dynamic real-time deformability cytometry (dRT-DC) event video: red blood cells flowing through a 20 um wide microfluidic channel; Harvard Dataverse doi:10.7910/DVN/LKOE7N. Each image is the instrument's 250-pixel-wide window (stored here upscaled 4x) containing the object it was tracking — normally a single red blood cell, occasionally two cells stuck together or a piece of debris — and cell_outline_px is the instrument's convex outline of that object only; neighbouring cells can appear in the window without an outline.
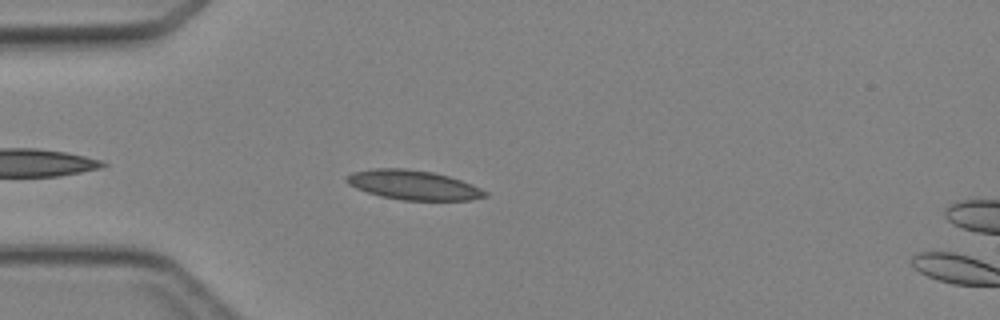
{"species": "Egyptian fruit bat (a non-hibernating species)", "species_latin": "Rousettus aegyptiacus", "temperature_condition": "cold", "stored_images_in_passage": 4, "camera_frame_rate_fps": 3000, "um_per_image_px": 0.085, "animal": {"sex": "female"}, "frame": {"image": 1, "passage_image": 3, "time_ms": 2.333, "image_size_px": [1000, 320], "cell_outline_px": [[488, 196], [472, 200], [400, 200], [380, 196], [356, 188], [348, 184], [344, 180], [344, 176], [352, 172], [372, 168], [404, 168], [432, 172], [448, 176], [472, 184], [488, 192]], "centroid_in_image_um": [35.1, 15.72], "position_along_channel_um": 49.9, "area_um2": 23.93}}